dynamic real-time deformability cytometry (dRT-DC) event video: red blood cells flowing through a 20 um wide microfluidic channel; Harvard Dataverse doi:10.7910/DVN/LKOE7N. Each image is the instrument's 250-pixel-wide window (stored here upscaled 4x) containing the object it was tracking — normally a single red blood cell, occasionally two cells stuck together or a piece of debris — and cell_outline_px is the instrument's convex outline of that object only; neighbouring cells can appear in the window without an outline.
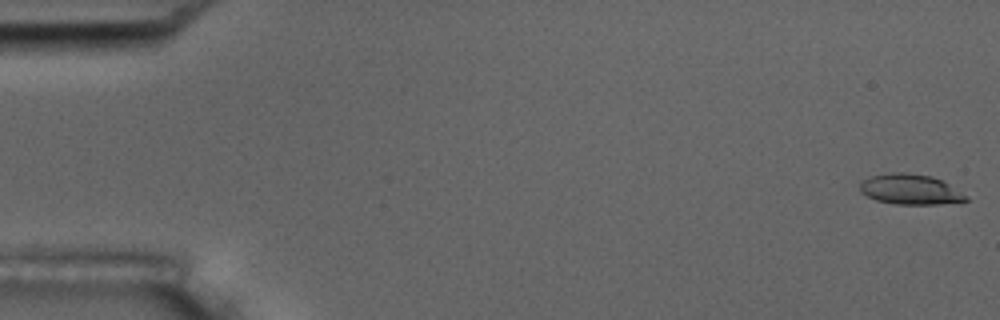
{"species": "common noctule bat (a hibernating species)", "species_latin": "Nyctalus noctula", "temperature_condition": "room temperature", "stored_images_in_passage": 6, "segment_of_instrument_passage": [1, 2], "camera_frame_rate_fps": 3000, "um_per_image_px": 0.085, "animal": {"sex": "male", "body_mass_g": 17.5, "forearm_length_mm": 52.3}, "frame": {"image": 1, "passage_image": 1, "time_ms": 0.0, "image_size_px": [1000, 320], "cell_outline_px": [[968, 200], [936, 204], [896, 204], [876, 200], [860, 192], [860, 180], [872, 176], [892, 172], [908, 172], [932, 176], [948, 184], [968, 196]], "centroid_in_image_um": [77.33, 16.08], "position_along_channel_um": 7.7, "area_um2": 18.61}}
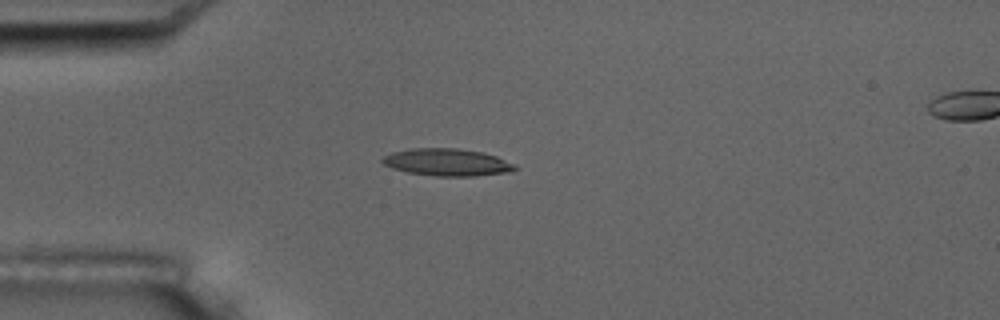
{"frame": {"image": 2, "passage_image": 5, "time_ms": 4.667, "image_size_px": [1000, 320], "cell_outline_px": [[520, 168], [512, 172], [476, 176], [436, 176], [408, 172], [392, 168], [384, 164], [380, 160], [384, 156], [392, 152], [412, 148], [456, 148], [484, 152], [496, 156], [516, 164]], "centroid_in_image_um": [38.06, 13.79], "position_along_channel_um": 46.9, "area_um2": 21.27}}